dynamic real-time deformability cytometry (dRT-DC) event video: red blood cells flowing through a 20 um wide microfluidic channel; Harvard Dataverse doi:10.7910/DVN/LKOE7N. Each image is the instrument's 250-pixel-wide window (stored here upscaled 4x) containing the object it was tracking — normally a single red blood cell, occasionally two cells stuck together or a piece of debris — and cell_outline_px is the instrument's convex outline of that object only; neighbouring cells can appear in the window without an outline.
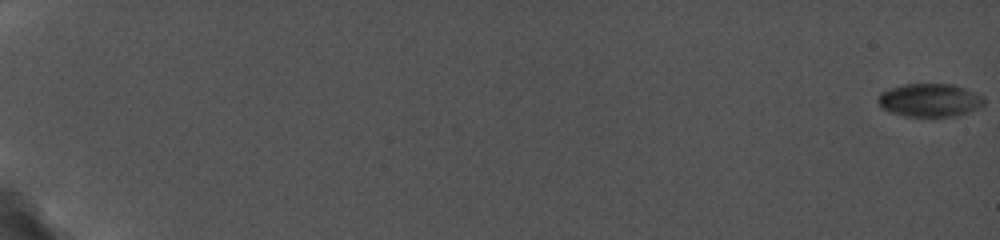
{"species": "common noctule bat (a hibernating species)", "species_latin": "Nyctalus noctula", "temperature_condition": "cold", "stored_images_in_passage": 38, "camera_frame_rate_fps": 5000, "um_per_image_px": 0.085, "animal": {"sex": "female", "body_mass_g": 19.0, "forearm_length_mm": 56.7}, "frame": {"image": 1, "passage_image": 1, "time_ms": 0.0, "image_size_px": [1000, 240], "cell_outline_px": [[984, 104], [968, 112], [956, 116], [904, 116], [888, 112], [880, 108], [876, 100], [880, 92], [888, 88], [904, 84], [952, 84], [964, 88], [984, 96]], "centroid_in_image_um": [78.96, 8.51], "position_along_channel_um": 6.0, "area_um2": 20.69}}
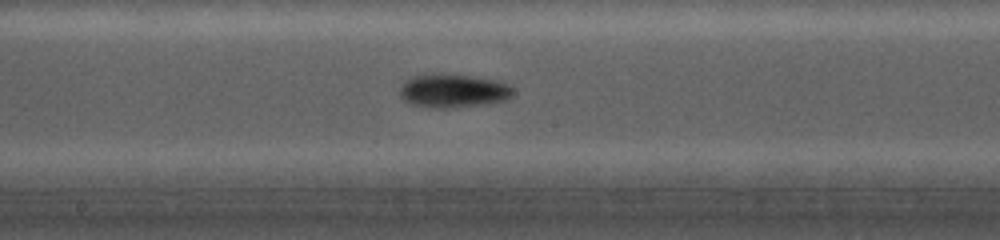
{"frame": {"image": 2, "passage_image": 24, "time_ms": 11.6, "image_size_px": [1000, 240], "cell_outline_px": [[512, 96], [508, 100], [444, 108], [436, 108], [412, 104], [404, 100], [400, 96], [400, 88], [404, 80], [412, 76], [440, 72], [472, 76], [496, 80], [508, 84], [512, 88]], "centroid_in_image_um": [38.48, 7.68], "position_along_channel_um": 209.7, "area_um2": 22.14}}
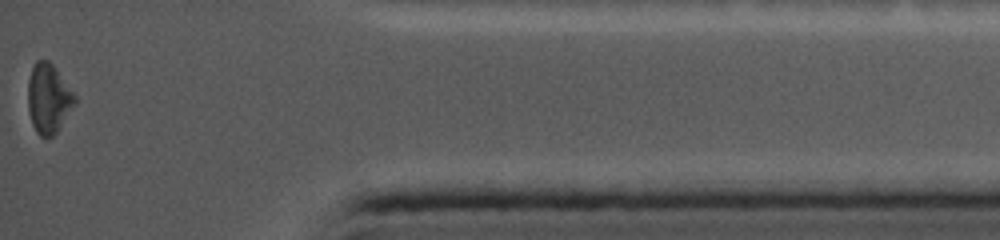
{"frame": {"image": 3, "passage_image": 38, "time_ms": 18.0, "image_size_px": [1000, 240], "cell_outline_px": [[76, 104], [56, 132], [52, 136], [40, 136], [36, 132], [32, 124], [28, 108], [28, 80], [32, 68], [36, 60], [48, 60], [52, 64], [76, 96]], "centroid_in_image_um": [4.12, 8.37], "position_along_channel_um": 431.1, "area_um2": 18.79}}